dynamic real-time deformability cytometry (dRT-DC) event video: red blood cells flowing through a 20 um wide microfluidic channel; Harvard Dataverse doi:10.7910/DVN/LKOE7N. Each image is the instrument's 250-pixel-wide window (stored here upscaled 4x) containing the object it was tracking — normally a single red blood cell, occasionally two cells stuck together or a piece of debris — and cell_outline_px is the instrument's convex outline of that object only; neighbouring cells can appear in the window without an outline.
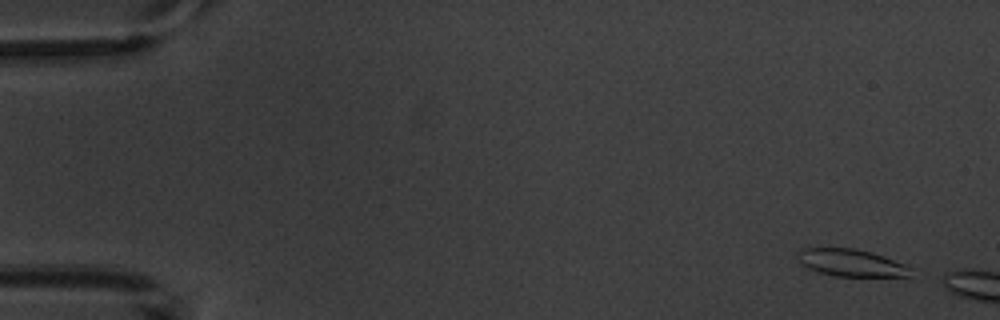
{"species": "common noctule bat (a hibernating species)", "species_latin": "Nyctalus noctula", "temperature_condition": "warm", "stored_images_in_passage": 5, "camera_frame_rate_fps": 3000, "um_per_image_px": 0.085, "animal": {"sex": "male", "body_mass_g": 20.1, "forearm_length_mm": 53.5}, "frame": {"image": 1, "passage_image": 1, "time_ms": 0.0, "image_size_px": [1000, 320], "cell_outline_px": [[912, 276], [836, 276], [820, 272], [808, 268], [800, 260], [796, 252], [804, 248], [856, 248], [872, 252], [884, 256], [904, 264], [912, 268]], "centroid_in_image_um": [72.39, 22.33], "position_along_channel_um": 12.6, "area_um2": 17.8}}